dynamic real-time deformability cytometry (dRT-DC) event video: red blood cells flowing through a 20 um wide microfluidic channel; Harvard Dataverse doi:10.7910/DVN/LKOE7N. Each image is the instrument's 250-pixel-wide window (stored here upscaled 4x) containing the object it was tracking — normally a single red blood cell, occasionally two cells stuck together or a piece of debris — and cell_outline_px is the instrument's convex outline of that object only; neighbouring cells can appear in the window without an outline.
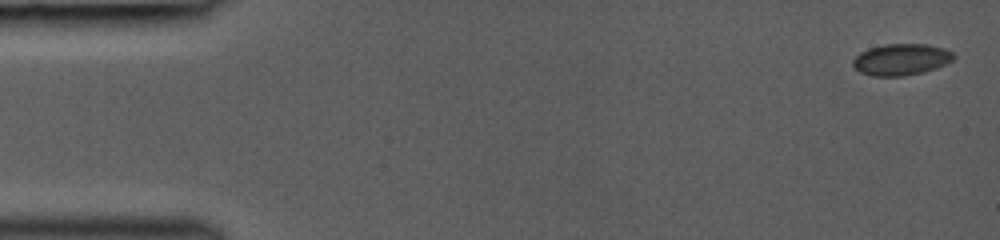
{"species": "common noctule bat (a hibernating species)", "species_latin": "Nyctalus noctula", "temperature_condition": "room temperature", "stored_images_in_passage": 28, "camera_frame_rate_fps": 3000, "um_per_image_px": 0.085, "animal": {"sex": "female", "body_mass_g": 19.0, "forearm_length_mm": 53.3}, "frame": {"image": 1, "passage_image": 1, "time_ms": 0.0, "image_size_px": [1000, 240], "cell_outline_px": [[956, 56], [952, 60], [936, 68], [924, 72], [904, 76], [872, 76], [860, 72], [852, 64], [852, 60], [860, 52], [868, 48], [884, 44], [928, 44], [944, 48], [952, 52]], "centroid_in_image_um": [76.59, 5.05], "position_along_channel_um": 8.4, "area_um2": 18.55}}
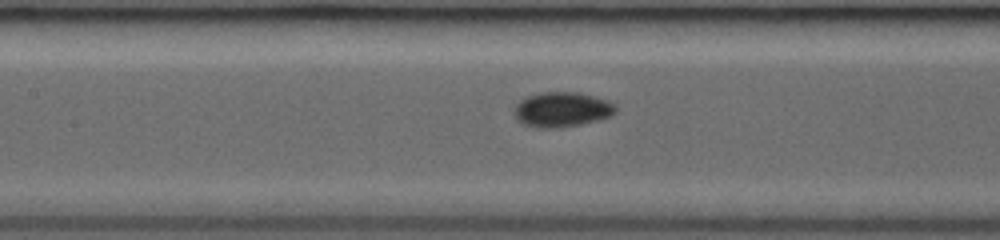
{"frame": {"image": 2, "passage_image": 16, "time_ms": 6.667, "image_size_px": [1000, 240], "cell_outline_px": [[616, 112], [612, 116], [580, 124], [556, 128], [536, 128], [524, 124], [516, 120], [512, 112], [516, 104], [520, 100], [528, 96], [540, 92], [576, 92], [608, 100], [616, 104]], "centroid_in_image_um": [47.73, 9.31], "position_along_channel_um": 159.7, "area_um2": 20.81}}
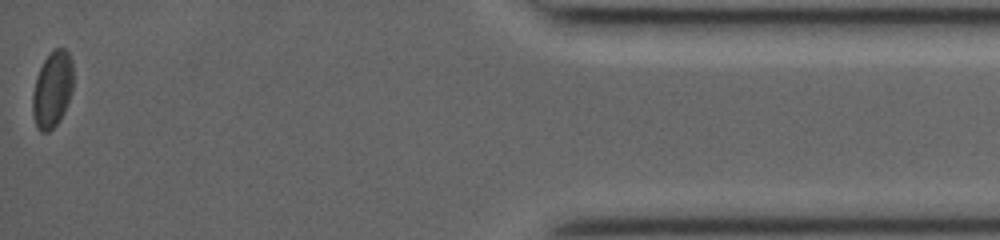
{"frame": {"image": 3, "passage_image": 28, "time_ms": 14.333, "image_size_px": [1000, 240], "cell_outline_px": [[72, 88], [64, 112], [60, 120], [48, 132], [40, 132], [36, 128], [32, 112], [32, 92], [36, 76], [44, 60], [52, 48], [64, 48], [68, 52], [72, 60]], "centroid_in_image_um": [4.42, 7.6], "position_along_channel_um": 430.8, "area_um2": 18.21}}